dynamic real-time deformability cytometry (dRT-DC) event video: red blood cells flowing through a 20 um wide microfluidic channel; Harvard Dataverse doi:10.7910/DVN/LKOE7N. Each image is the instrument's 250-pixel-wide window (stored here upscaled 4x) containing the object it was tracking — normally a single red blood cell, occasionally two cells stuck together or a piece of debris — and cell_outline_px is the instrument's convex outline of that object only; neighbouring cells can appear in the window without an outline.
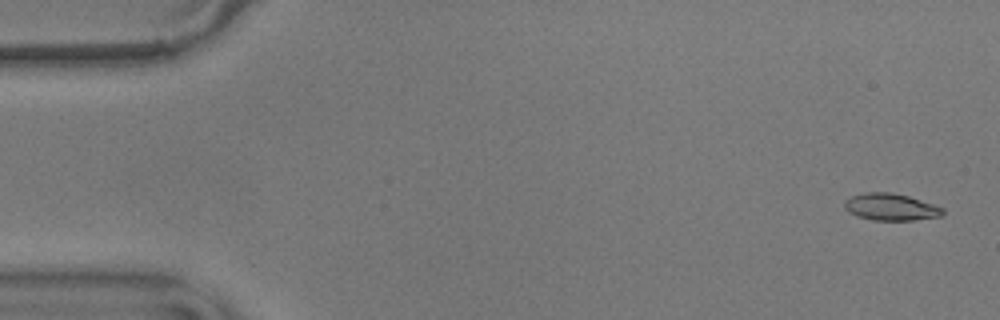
{"species": "common noctule bat (a hibernating species)", "species_latin": "Nyctalus noctula", "temperature_condition": "warm", "stored_images_in_passage": 56, "camera_frame_rate_fps": 3000, "um_per_image_px": 0.085, "animal": {"sex": "male", "body_mass_g": 17.9}, "frame": {"image": 1, "passage_image": 2, "time_ms": 0.333, "image_size_px": [1000, 320], "cell_outline_px": [[944, 212], [940, 216], [912, 220], [872, 220], [856, 216], [848, 212], [844, 208], [844, 200], [852, 196], [864, 192], [892, 192], [908, 196], [944, 208]], "centroid_in_image_um": [75.67, 17.59], "position_along_channel_um": 9.3, "area_um2": 15.43}}
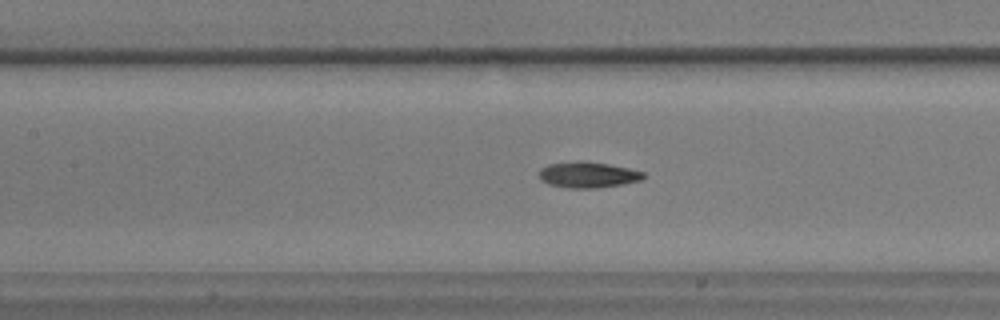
{"frame": {"image": 2, "passage_image": 25, "time_ms": 8.0, "image_size_px": [1000, 320], "cell_outline_px": [[644, 176], [640, 180], [624, 184], [596, 188], [568, 188], [548, 184], [540, 180], [540, 168], [548, 164], [608, 164], [628, 168], [644, 172]], "centroid_in_image_um": [49.99, 14.91], "position_along_channel_um": 157.4, "area_um2": 14.91}}
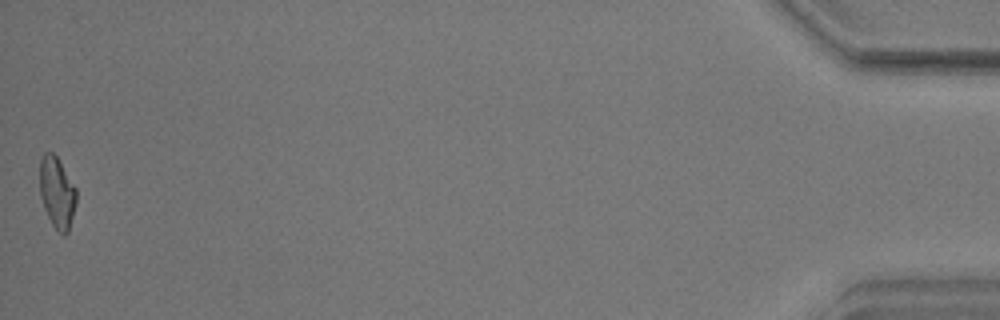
{"frame": {"image": 3, "passage_image": 56, "time_ms": 18.333, "image_size_px": [1000, 320], "cell_outline_px": [[76, 204], [68, 232], [64, 236], [52, 224], [44, 208], [40, 196], [40, 156], [44, 152], [52, 152], [56, 156], [76, 188]], "centroid_in_image_um": [4.84, 16.35], "position_along_channel_um": 430.4, "area_um2": 15.09}, "authors_computed_cell_mechanics": {"area_um2": 15.4037, "velocity_mm_per_s": 3.5876, "shape_relaxation_time_tau1_ms": 5.8165, "shape_relaxation_time_tau2_ms": 6.7245, "deformation_change_tau1": 0.1578, "deformation_change_tau2": 0.1227}}